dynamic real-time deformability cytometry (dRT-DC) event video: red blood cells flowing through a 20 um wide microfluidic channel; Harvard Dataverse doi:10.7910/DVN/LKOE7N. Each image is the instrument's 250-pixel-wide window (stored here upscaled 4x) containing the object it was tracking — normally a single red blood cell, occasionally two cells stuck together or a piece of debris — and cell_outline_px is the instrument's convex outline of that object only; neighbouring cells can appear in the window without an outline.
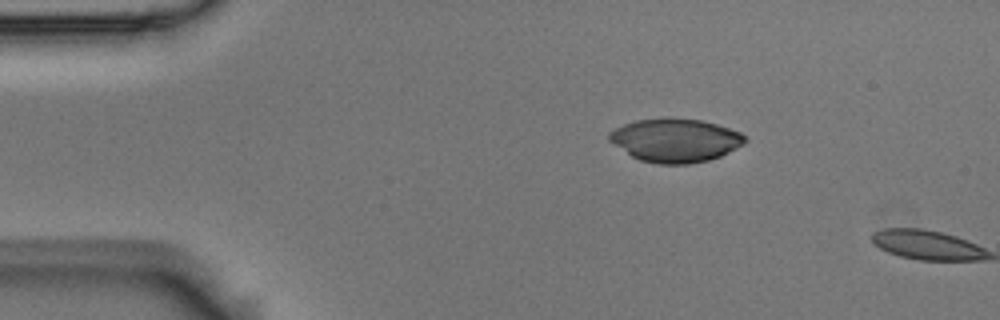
{"species": "Egyptian fruit bat (a non-hibernating species)", "species_latin": "Rousettus aegyptiacus", "temperature_condition": "room temperature", "stored_images_in_passage": 2, "camera_frame_rate_fps": 3000, "um_per_image_px": 0.085, "animal": {"sex": "male"}, "frame": {"image": 1, "passage_image": 1, "time_ms": 0.0, "image_size_px": [1000, 320], "cell_outline_px": [[748, 140], [744, 144], [720, 156], [708, 160], [688, 164], [660, 164], [640, 160], [632, 156], [608, 140], [608, 132], [624, 124], [636, 120], [664, 116], [672, 116], [700, 120], [716, 124], [740, 132]], "centroid_in_image_um": [57.39, 11.9], "position_along_channel_um": 27.6, "area_um2": 34.62}}